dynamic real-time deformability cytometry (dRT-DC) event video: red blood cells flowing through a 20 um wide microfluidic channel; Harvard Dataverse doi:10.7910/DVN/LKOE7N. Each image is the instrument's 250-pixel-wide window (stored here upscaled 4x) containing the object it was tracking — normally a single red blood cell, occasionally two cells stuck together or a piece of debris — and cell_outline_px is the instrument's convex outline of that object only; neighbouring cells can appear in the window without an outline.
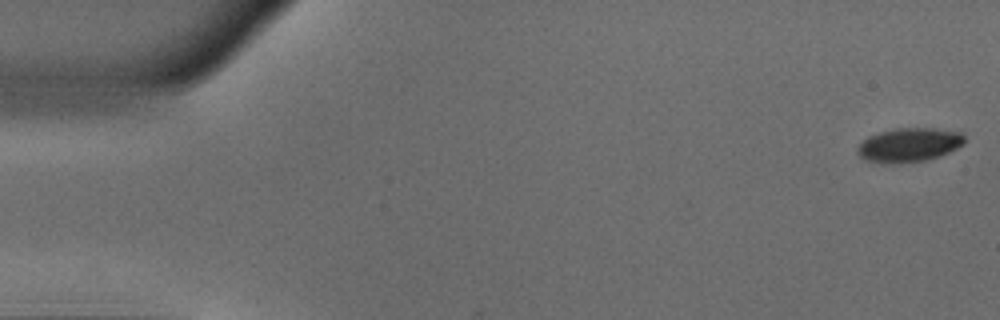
{"species": "common noctule bat (a hibernating species)", "species_latin": "Nyctalus noctula", "temperature_condition": "warm", "stored_images_in_passage": 52, "camera_frame_rate_fps": 3000, "um_per_image_px": 0.085, "animal": {"sex": "male", "body_mass_g": 18.8}, "frame": {"image": 1, "passage_image": 1, "time_ms": 0.0, "image_size_px": [1000, 320], "cell_outline_px": [[964, 144], [940, 156], [928, 160], [864, 160], [856, 152], [856, 148], [868, 136], [880, 132], [896, 128], [932, 128], [964, 132]], "centroid_in_image_um": [77.33, 12.26], "position_along_channel_um": 7.7, "area_um2": 20.4}}
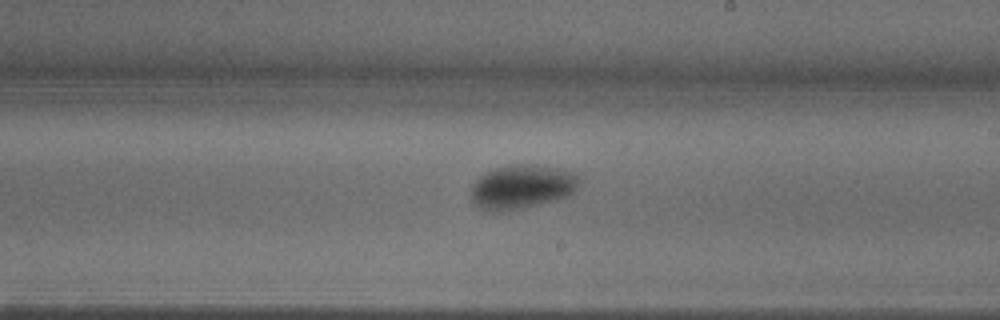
{"frame": {"image": 2, "passage_image": 30, "time_ms": 9.667, "image_size_px": [1000, 320], "cell_outline_px": [[580, 184], [568, 196], [556, 200], [504, 212], [488, 212], [472, 204], [472, 184], [480, 176], [496, 168], [512, 164], [536, 164], [576, 172], [580, 176]], "centroid_in_image_um": [44.37, 15.88], "position_along_channel_um": 244.6, "area_um2": 28.09}}
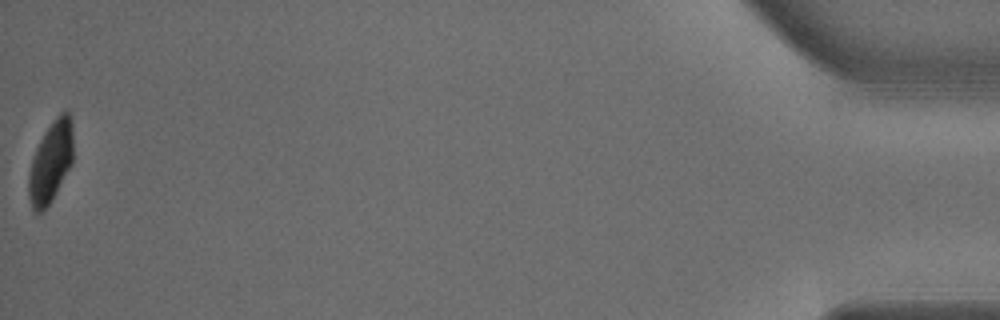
{"frame": {"image": 3, "passage_image": 52, "time_ms": 17.0, "image_size_px": [1000, 320], "cell_outline_px": [[72, 164], [52, 200], [40, 212], [32, 212], [28, 196], [28, 176], [32, 160], [36, 148], [44, 132], [52, 120], [60, 112], [68, 108], [72, 120]], "centroid_in_image_um": [4.31, 13.74], "position_along_channel_um": 430.9, "area_um2": 21.27}, "authors_computed_cell_mechanics": {"area_um2": 23.987, "velocity_mm_per_s": 3.8676, "shape_relaxation_time_tau1_ms": 3.468, "shape_relaxation_time_tau2_ms": 9.114, "deformation_change_tau1": 0.1416, "deformation_change_tau2": 0.0629}}